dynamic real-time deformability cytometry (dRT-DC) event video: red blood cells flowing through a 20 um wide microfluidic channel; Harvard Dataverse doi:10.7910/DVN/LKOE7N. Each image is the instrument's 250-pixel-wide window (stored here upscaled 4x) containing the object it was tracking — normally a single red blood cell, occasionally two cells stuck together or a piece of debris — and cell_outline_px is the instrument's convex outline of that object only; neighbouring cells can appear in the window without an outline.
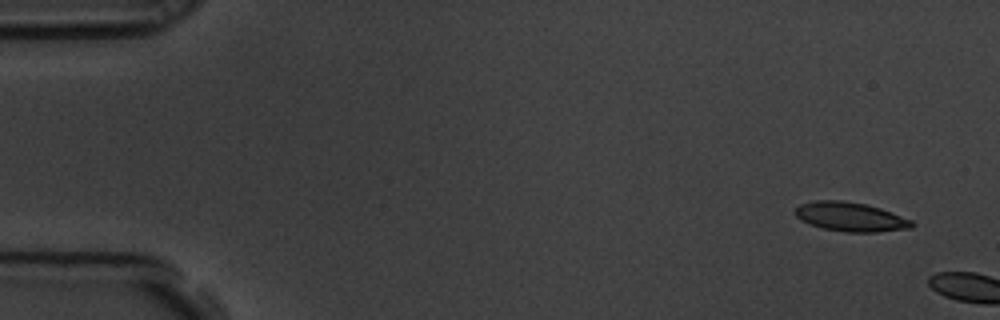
{"species": "common noctule bat (a hibernating species)", "species_latin": "Nyctalus noctula", "temperature_condition": "room temperature", "stored_images_in_passage": 2, "camera_frame_rate_fps": 3000, "um_per_image_px": 0.085, "animal": {"sex": "male", "body_mass_g": 19.5, "forearm_length_mm": 54.6}, "frame": {"image": 1, "passage_image": 1, "time_ms": 0.0, "image_size_px": [1000, 320], "cell_outline_px": [[916, 224], [912, 228], [876, 232], [844, 232], [824, 228], [800, 220], [792, 212], [800, 204], [816, 200], [844, 200], [864, 204], [880, 208], [892, 212], [912, 220]], "centroid_in_image_um": [72.3, 18.42], "position_along_channel_um": 12.7, "area_um2": 19.88}}